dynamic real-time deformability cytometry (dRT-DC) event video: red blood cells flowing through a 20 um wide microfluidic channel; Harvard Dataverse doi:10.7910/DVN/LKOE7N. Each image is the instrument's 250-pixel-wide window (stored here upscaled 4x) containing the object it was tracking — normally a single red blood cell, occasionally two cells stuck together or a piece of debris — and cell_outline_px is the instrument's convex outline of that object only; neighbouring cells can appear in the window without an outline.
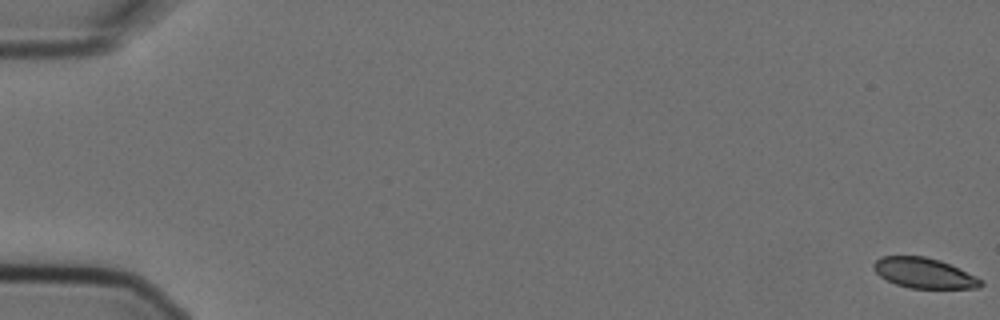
{"species": "Egyptian fruit bat (a non-hibernating species)", "species_latin": "Rousettus aegyptiacus", "temperature_condition": "cold", "stored_images_in_passage": 8, "camera_frame_rate_fps": 3000, "um_per_image_px": 0.085, "animal": {"sex": "female"}, "frame": {"image": 1, "passage_image": 1, "time_ms": 0.0, "image_size_px": [1000, 320], "cell_outline_px": [[984, 284], [980, 288], [908, 288], [896, 284], [880, 276], [876, 272], [872, 264], [880, 256], [924, 256], [940, 260], [976, 276], [984, 280]], "centroid_in_image_um": [78.56, 23.21], "position_along_channel_um": 6.4, "area_um2": 18.9}}
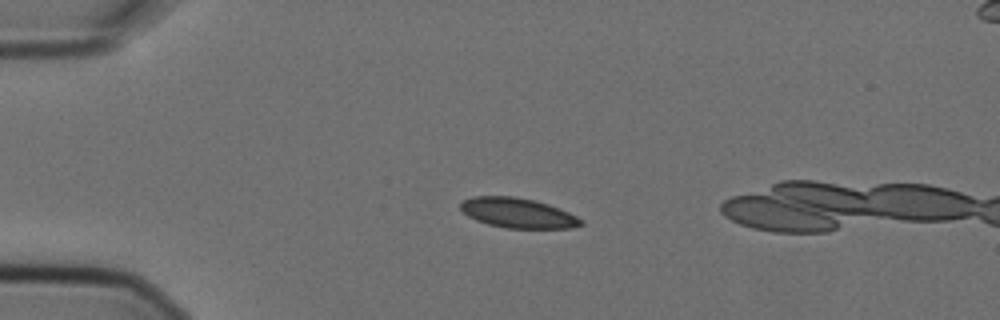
{"frame": {"image": 2, "passage_image": 5, "time_ms": 1.333, "image_size_px": [1000, 320], "cell_outline_px": [[584, 224], [572, 228], [504, 228], [488, 224], [476, 220], [468, 216], [460, 208], [460, 204], [464, 200], [472, 196], [512, 196], [532, 200], [548, 204], [568, 212], [584, 220]], "centroid_in_image_um": [44.02, 18.11], "position_along_channel_um": 41.0, "area_um2": 20.92}}
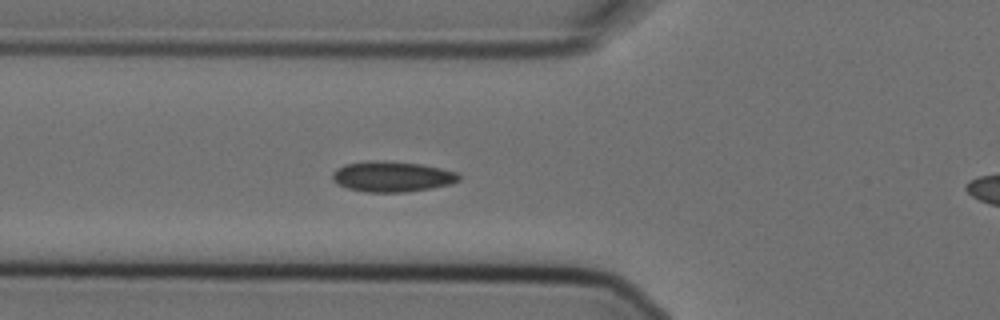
{"frame": {"image": 3, "passage_image": 7, "time_ms": 2.0, "image_size_px": [1000, 320], "cell_outline_px": [[460, 180], [452, 184], [432, 188], [404, 192], [368, 192], [348, 188], [336, 184], [332, 180], [332, 172], [336, 168], [344, 164], [380, 160], [384, 160], [420, 164], [440, 168], [456, 172], [460, 176]], "centroid_in_image_um": [33.31, 15.01], "position_along_channel_um": 92.5, "area_um2": 22.54}}